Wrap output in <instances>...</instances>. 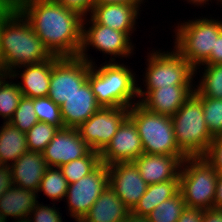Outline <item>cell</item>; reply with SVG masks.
<instances>
[{
  "instance_id": "obj_41",
  "label": "cell",
  "mask_w": 222,
  "mask_h": 222,
  "mask_svg": "<svg viewBox=\"0 0 222 222\" xmlns=\"http://www.w3.org/2000/svg\"><path fill=\"white\" fill-rule=\"evenodd\" d=\"M16 9L14 1L9 0L1 9H0V42H1V29L3 21ZM0 62H1V43H0Z\"/></svg>"
},
{
  "instance_id": "obj_25",
  "label": "cell",
  "mask_w": 222,
  "mask_h": 222,
  "mask_svg": "<svg viewBox=\"0 0 222 222\" xmlns=\"http://www.w3.org/2000/svg\"><path fill=\"white\" fill-rule=\"evenodd\" d=\"M178 191L179 180L150 184L131 213L139 217H147L159 204L172 198Z\"/></svg>"
},
{
  "instance_id": "obj_47",
  "label": "cell",
  "mask_w": 222,
  "mask_h": 222,
  "mask_svg": "<svg viewBox=\"0 0 222 222\" xmlns=\"http://www.w3.org/2000/svg\"><path fill=\"white\" fill-rule=\"evenodd\" d=\"M7 76V73L5 72V69L3 68L2 64L0 63V82L3 80V78Z\"/></svg>"
},
{
  "instance_id": "obj_13",
  "label": "cell",
  "mask_w": 222,
  "mask_h": 222,
  "mask_svg": "<svg viewBox=\"0 0 222 222\" xmlns=\"http://www.w3.org/2000/svg\"><path fill=\"white\" fill-rule=\"evenodd\" d=\"M108 184L130 211L135 208L148 187L134 162L108 166Z\"/></svg>"
},
{
  "instance_id": "obj_7",
  "label": "cell",
  "mask_w": 222,
  "mask_h": 222,
  "mask_svg": "<svg viewBox=\"0 0 222 222\" xmlns=\"http://www.w3.org/2000/svg\"><path fill=\"white\" fill-rule=\"evenodd\" d=\"M217 171L204 157H187L179 173V192L187 207L213 209Z\"/></svg>"
},
{
  "instance_id": "obj_32",
  "label": "cell",
  "mask_w": 222,
  "mask_h": 222,
  "mask_svg": "<svg viewBox=\"0 0 222 222\" xmlns=\"http://www.w3.org/2000/svg\"><path fill=\"white\" fill-rule=\"evenodd\" d=\"M201 102L206 125L213 137L222 134V99L198 96Z\"/></svg>"
},
{
  "instance_id": "obj_34",
  "label": "cell",
  "mask_w": 222,
  "mask_h": 222,
  "mask_svg": "<svg viewBox=\"0 0 222 222\" xmlns=\"http://www.w3.org/2000/svg\"><path fill=\"white\" fill-rule=\"evenodd\" d=\"M34 111L38 121L64 128L60 106L49 97L34 98Z\"/></svg>"
},
{
  "instance_id": "obj_19",
  "label": "cell",
  "mask_w": 222,
  "mask_h": 222,
  "mask_svg": "<svg viewBox=\"0 0 222 222\" xmlns=\"http://www.w3.org/2000/svg\"><path fill=\"white\" fill-rule=\"evenodd\" d=\"M101 106L97 103L89 81L86 80L61 106L64 127L77 128L87 121Z\"/></svg>"
},
{
  "instance_id": "obj_11",
  "label": "cell",
  "mask_w": 222,
  "mask_h": 222,
  "mask_svg": "<svg viewBox=\"0 0 222 222\" xmlns=\"http://www.w3.org/2000/svg\"><path fill=\"white\" fill-rule=\"evenodd\" d=\"M129 108L101 107L87 121L77 127L80 137L91 150L101 152L128 117Z\"/></svg>"
},
{
  "instance_id": "obj_39",
  "label": "cell",
  "mask_w": 222,
  "mask_h": 222,
  "mask_svg": "<svg viewBox=\"0 0 222 222\" xmlns=\"http://www.w3.org/2000/svg\"><path fill=\"white\" fill-rule=\"evenodd\" d=\"M13 186L10 165L0 164V197Z\"/></svg>"
},
{
  "instance_id": "obj_9",
  "label": "cell",
  "mask_w": 222,
  "mask_h": 222,
  "mask_svg": "<svg viewBox=\"0 0 222 222\" xmlns=\"http://www.w3.org/2000/svg\"><path fill=\"white\" fill-rule=\"evenodd\" d=\"M87 18H83L82 46L78 55L80 58L90 64L94 63V60L87 53L90 46L104 55H109L110 62L117 61V57L129 58V56L134 55L135 47L126 33L95 23L90 17L88 20Z\"/></svg>"
},
{
  "instance_id": "obj_20",
  "label": "cell",
  "mask_w": 222,
  "mask_h": 222,
  "mask_svg": "<svg viewBox=\"0 0 222 222\" xmlns=\"http://www.w3.org/2000/svg\"><path fill=\"white\" fill-rule=\"evenodd\" d=\"M18 68L9 75L13 80L15 78L21 79L22 82H17V84L22 95L32 99L47 97L52 73V57L41 63L24 65Z\"/></svg>"
},
{
  "instance_id": "obj_6",
  "label": "cell",
  "mask_w": 222,
  "mask_h": 222,
  "mask_svg": "<svg viewBox=\"0 0 222 222\" xmlns=\"http://www.w3.org/2000/svg\"><path fill=\"white\" fill-rule=\"evenodd\" d=\"M128 117L137 127L145 154L186 156L176 143L171 116L153 113L136 103L129 108Z\"/></svg>"
},
{
  "instance_id": "obj_33",
  "label": "cell",
  "mask_w": 222,
  "mask_h": 222,
  "mask_svg": "<svg viewBox=\"0 0 222 222\" xmlns=\"http://www.w3.org/2000/svg\"><path fill=\"white\" fill-rule=\"evenodd\" d=\"M9 122L21 132L27 133L38 122L34 111V98L23 96Z\"/></svg>"
},
{
  "instance_id": "obj_43",
  "label": "cell",
  "mask_w": 222,
  "mask_h": 222,
  "mask_svg": "<svg viewBox=\"0 0 222 222\" xmlns=\"http://www.w3.org/2000/svg\"><path fill=\"white\" fill-rule=\"evenodd\" d=\"M213 209H222V172L217 175L216 193Z\"/></svg>"
},
{
  "instance_id": "obj_49",
  "label": "cell",
  "mask_w": 222,
  "mask_h": 222,
  "mask_svg": "<svg viewBox=\"0 0 222 222\" xmlns=\"http://www.w3.org/2000/svg\"><path fill=\"white\" fill-rule=\"evenodd\" d=\"M218 1L216 4L220 3L222 5V0H216Z\"/></svg>"
},
{
  "instance_id": "obj_21",
  "label": "cell",
  "mask_w": 222,
  "mask_h": 222,
  "mask_svg": "<svg viewBox=\"0 0 222 222\" xmlns=\"http://www.w3.org/2000/svg\"><path fill=\"white\" fill-rule=\"evenodd\" d=\"M10 167L13 185L37 193L48 166L42 153L26 151Z\"/></svg>"
},
{
  "instance_id": "obj_22",
  "label": "cell",
  "mask_w": 222,
  "mask_h": 222,
  "mask_svg": "<svg viewBox=\"0 0 222 222\" xmlns=\"http://www.w3.org/2000/svg\"><path fill=\"white\" fill-rule=\"evenodd\" d=\"M131 213L110 186L102 192L83 219L76 222H123Z\"/></svg>"
},
{
  "instance_id": "obj_23",
  "label": "cell",
  "mask_w": 222,
  "mask_h": 222,
  "mask_svg": "<svg viewBox=\"0 0 222 222\" xmlns=\"http://www.w3.org/2000/svg\"><path fill=\"white\" fill-rule=\"evenodd\" d=\"M38 194L13 185L0 197V222H7V217L23 220L30 216L38 202Z\"/></svg>"
},
{
  "instance_id": "obj_37",
  "label": "cell",
  "mask_w": 222,
  "mask_h": 222,
  "mask_svg": "<svg viewBox=\"0 0 222 222\" xmlns=\"http://www.w3.org/2000/svg\"><path fill=\"white\" fill-rule=\"evenodd\" d=\"M67 9L73 10L83 17L90 14L93 7L96 5V0H55Z\"/></svg>"
},
{
  "instance_id": "obj_27",
  "label": "cell",
  "mask_w": 222,
  "mask_h": 222,
  "mask_svg": "<svg viewBox=\"0 0 222 222\" xmlns=\"http://www.w3.org/2000/svg\"><path fill=\"white\" fill-rule=\"evenodd\" d=\"M100 164L99 152L91 150L86 156L65 163L59 168L68 183L72 184L92 173Z\"/></svg>"
},
{
  "instance_id": "obj_40",
  "label": "cell",
  "mask_w": 222,
  "mask_h": 222,
  "mask_svg": "<svg viewBox=\"0 0 222 222\" xmlns=\"http://www.w3.org/2000/svg\"><path fill=\"white\" fill-rule=\"evenodd\" d=\"M222 64V32L215 41L214 49L211 50L209 58L202 65Z\"/></svg>"
},
{
  "instance_id": "obj_12",
  "label": "cell",
  "mask_w": 222,
  "mask_h": 222,
  "mask_svg": "<svg viewBox=\"0 0 222 222\" xmlns=\"http://www.w3.org/2000/svg\"><path fill=\"white\" fill-rule=\"evenodd\" d=\"M107 186L108 166L103 163L89 175L69 184L64 200L67 202L70 217L83 219Z\"/></svg>"
},
{
  "instance_id": "obj_18",
  "label": "cell",
  "mask_w": 222,
  "mask_h": 222,
  "mask_svg": "<svg viewBox=\"0 0 222 222\" xmlns=\"http://www.w3.org/2000/svg\"><path fill=\"white\" fill-rule=\"evenodd\" d=\"M187 156L155 155L142 153L133 162L140 176L148 184H157L168 180H179L182 161Z\"/></svg>"
},
{
  "instance_id": "obj_38",
  "label": "cell",
  "mask_w": 222,
  "mask_h": 222,
  "mask_svg": "<svg viewBox=\"0 0 222 222\" xmlns=\"http://www.w3.org/2000/svg\"><path fill=\"white\" fill-rule=\"evenodd\" d=\"M204 209L185 207L177 222H202Z\"/></svg>"
},
{
  "instance_id": "obj_14",
  "label": "cell",
  "mask_w": 222,
  "mask_h": 222,
  "mask_svg": "<svg viewBox=\"0 0 222 222\" xmlns=\"http://www.w3.org/2000/svg\"><path fill=\"white\" fill-rule=\"evenodd\" d=\"M143 152V146L137 127L127 117L119 126L107 146L99 153L101 163L110 166L120 162H133Z\"/></svg>"
},
{
  "instance_id": "obj_45",
  "label": "cell",
  "mask_w": 222,
  "mask_h": 222,
  "mask_svg": "<svg viewBox=\"0 0 222 222\" xmlns=\"http://www.w3.org/2000/svg\"><path fill=\"white\" fill-rule=\"evenodd\" d=\"M123 222H149L147 217H139L130 213Z\"/></svg>"
},
{
  "instance_id": "obj_5",
  "label": "cell",
  "mask_w": 222,
  "mask_h": 222,
  "mask_svg": "<svg viewBox=\"0 0 222 222\" xmlns=\"http://www.w3.org/2000/svg\"><path fill=\"white\" fill-rule=\"evenodd\" d=\"M171 119L179 149L187 157H203L214 137L206 125L202 102L192 94Z\"/></svg>"
},
{
  "instance_id": "obj_29",
  "label": "cell",
  "mask_w": 222,
  "mask_h": 222,
  "mask_svg": "<svg viewBox=\"0 0 222 222\" xmlns=\"http://www.w3.org/2000/svg\"><path fill=\"white\" fill-rule=\"evenodd\" d=\"M12 79L11 75L7 74L0 82V116L4 119L3 122H9L13 118L20 99L23 97L18 84Z\"/></svg>"
},
{
  "instance_id": "obj_36",
  "label": "cell",
  "mask_w": 222,
  "mask_h": 222,
  "mask_svg": "<svg viewBox=\"0 0 222 222\" xmlns=\"http://www.w3.org/2000/svg\"><path fill=\"white\" fill-rule=\"evenodd\" d=\"M203 157L217 173L222 172V134L213 138Z\"/></svg>"
},
{
  "instance_id": "obj_15",
  "label": "cell",
  "mask_w": 222,
  "mask_h": 222,
  "mask_svg": "<svg viewBox=\"0 0 222 222\" xmlns=\"http://www.w3.org/2000/svg\"><path fill=\"white\" fill-rule=\"evenodd\" d=\"M90 151L77 128L64 127L58 130L42 154L47 166L60 167L86 156Z\"/></svg>"
},
{
  "instance_id": "obj_44",
  "label": "cell",
  "mask_w": 222,
  "mask_h": 222,
  "mask_svg": "<svg viewBox=\"0 0 222 222\" xmlns=\"http://www.w3.org/2000/svg\"><path fill=\"white\" fill-rule=\"evenodd\" d=\"M145 1L144 0H96V4L122 3V4L141 5L145 3Z\"/></svg>"
},
{
  "instance_id": "obj_26",
  "label": "cell",
  "mask_w": 222,
  "mask_h": 222,
  "mask_svg": "<svg viewBox=\"0 0 222 222\" xmlns=\"http://www.w3.org/2000/svg\"><path fill=\"white\" fill-rule=\"evenodd\" d=\"M202 66L204 72L200 70ZM198 69L202 76L197 73ZM195 75L200 76L194 90L198 96L222 99V64L200 65L195 69Z\"/></svg>"
},
{
  "instance_id": "obj_3",
  "label": "cell",
  "mask_w": 222,
  "mask_h": 222,
  "mask_svg": "<svg viewBox=\"0 0 222 222\" xmlns=\"http://www.w3.org/2000/svg\"><path fill=\"white\" fill-rule=\"evenodd\" d=\"M95 64V61L91 64L87 80L101 107L130 108L139 102V84L136 73L130 67L118 61H105L99 67Z\"/></svg>"
},
{
  "instance_id": "obj_48",
  "label": "cell",
  "mask_w": 222,
  "mask_h": 222,
  "mask_svg": "<svg viewBox=\"0 0 222 222\" xmlns=\"http://www.w3.org/2000/svg\"><path fill=\"white\" fill-rule=\"evenodd\" d=\"M13 222H30L28 219H23V220H14Z\"/></svg>"
},
{
  "instance_id": "obj_24",
  "label": "cell",
  "mask_w": 222,
  "mask_h": 222,
  "mask_svg": "<svg viewBox=\"0 0 222 222\" xmlns=\"http://www.w3.org/2000/svg\"><path fill=\"white\" fill-rule=\"evenodd\" d=\"M26 151V134L10 122H4L0 127V164L11 165Z\"/></svg>"
},
{
  "instance_id": "obj_4",
  "label": "cell",
  "mask_w": 222,
  "mask_h": 222,
  "mask_svg": "<svg viewBox=\"0 0 222 222\" xmlns=\"http://www.w3.org/2000/svg\"><path fill=\"white\" fill-rule=\"evenodd\" d=\"M174 48L195 69L202 65L214 49L215 41L222 32V20L210 17H195L180 22L173 31Z\"/></svg>"
},
{
  "instance_id": "obj_46",
  "label": "cell",
  "mask_w": 222,
  "mask_h": 222,
  "mask_svg": "<svg viewBox=\"0 0 222 222\" xmlns=\"http://www.w3.org/2000/svg\"><path fill=\"white\" fill-rule=\"evenodd\" d=\"M187 2L190 4L192 3L191 5H194V7H196L195 5H197L198 8L200 5V7L204 6V4L209 5V3H207L209 2V0H187ZM210 2L212 3V0H210Z\"/></svg>"
},
{
  "instance_id": "obj_2",
  "label": "cell",
  "mask_w": 222,
  "mask_h": 222,
  "mask_svg": "<svg viewBox=\"0 0 222 222\" xmlns=\"http://www.w3.org/2000/svg\"><path fill=\"white\" fill-rule=\"evenodd\" d=\"M0 43V63L8 75L18 67L41 63L53 56L17 9L3 21Z\"/></svg>"
},
{
  "instance_id": "obj_8",
  "label": "cell",
  "mask_w": 222,
  "mask_h": 222,
  "mask_svg": "<svg viewBox=\"0 0 222 222\" xmlns=\"http://www.w3.org/2000/svg\"><path fill=\"white\" fill-rule=\"evenodd\" d=\"M142 79L146 90L170 86H195V68L174 48L172 51L153 50L147 54Z\"/></svg>"
},
{
  "instance_id": "obj_31",
  "label": "cell",
  "mask_w": 222,
  "mask_h": 222,
  "mask_svg": "<svg viewBox=\"0 0 222 222\" xmlns=\"http://www.w3.org/2000/svg\"><path fill=\"white\" fill-rule=\"evenodd\" d=\"M60 128L38 121L26 134L28 151L42 153Z\"/></svg>"
},
{
  "instance_id": "obj_10",
  "label": "cell",
  "mask_w": 222,
  "mask_h": 222,
  "mask_svg": "<svg viewBox=\"0 0 222 222\" xmlns=\"http://www.w3.org/2000/svg\"><path fill=\"white\" fill-rule=\"evenodd\" d=\"M91 64L79 56H52V73L47 97L61 106L87 80Z\"/></svg>"
},
{
  "instance_id": "obj_28",
  "label": "cell",
  "mask_w": 222,
  "mask_h": 222,
  "mask_svg": "<svg viewBox=\"0 0 222 222\" xmlns=\"http://www.w3.org/2000/svg\"><path fill=\"white\" fill-rule=\"evenodd\" d=\"M69 183L59 167L48 166L42 177L39 192H43L52 202H60L66 197Z\"/></svg>"
},
{
  "instance_id": "obj_16",
  "label": "cell",
  "mask_w": 222,
  "mask_h": 222,
  "mask_svg": "<svg viewBox=\"0 0 222 222\" xmlns=\"http://www.w3.org/2000/svg\"><path fill=\"white\" fill-rule=\"evenodd\" d=\"M194 90L195 86H170L154 90H143L138 86V103L153 113L173 116Z\"/></svg>"
},
{
  "instance_id": "obj_42",
  "label": "cell",
  "mask_w": 222,
  "mask_h": 222,
  "mask_svg": "<svg viewBox=\"0 0 222 222\" xmlns=\"http://www.w3.org/2000/svg\"><path fill=\"white\" fill-rule=\"evenodd\" d=\"M202 222H222V209L205 210Z\"/></svg>"
},
{
  "instance_id": "obj_17",
  "label": "cell",
  "mask_w": 222,
  "mask_h": 222,
  "mask_svg": "<svg viewBox=\"0 0 222 222\" xmlns=\"http://www.w3.org/2000/svg\"><path fill=\"white\" fill-rule=\"evenodd\" d=\"M140 7L141 5L122 3L96 4L88 17L95 23L122 31L131 37L137 28L135 26L140 16Z\"/></svg>"
},
{
  "instance_id": "obj_30",
  "label": "cell",
  "mask_w": 222,
  "mask_h": 222,
  "mask_svg": "<svg viewBox=\"0 0 222 222\" xmlns=\"http://www.w3.org/2000/svg\"><path fill=\"white\" fill-rule=\"evenodd\" d=\"M185 207L182 194L178 191L172 198L159 204L147 219L149 222H177Z\"/></svg>"
},
{
  "instance_id": "obj_35",
  "label": "cell",
  "mask_w": 222,
  "mask_h": 222,
  "mask_svg": "<svg viewBox=\"0 0 222 222\" xmlns=\"http://www.w3.org/2000/svg\"><path fill=\"white\" fill-rule=\"evenodd\" d=\"M45 206L43 203H36L35 207L27 218L30 222H63L62 214L57 207ZM57 209V210H56Z\"/></svg>"
},
{
  "instance_id": "obj_1",
  "label": "cell",
  "mask_w": 222,
  "mask_h": 222,
  "mask_svg": "<svg viewBox=\"0 0 222 222\" xmlns=\"http://www.w3.org/2000/svg\"><path fill=\"white\" fill-rule=\"evenodd\" d=\"M16 9L54 56L76 57L82 46L83 16L55 0H13Z\"/></svg>"
}]
</instances>
